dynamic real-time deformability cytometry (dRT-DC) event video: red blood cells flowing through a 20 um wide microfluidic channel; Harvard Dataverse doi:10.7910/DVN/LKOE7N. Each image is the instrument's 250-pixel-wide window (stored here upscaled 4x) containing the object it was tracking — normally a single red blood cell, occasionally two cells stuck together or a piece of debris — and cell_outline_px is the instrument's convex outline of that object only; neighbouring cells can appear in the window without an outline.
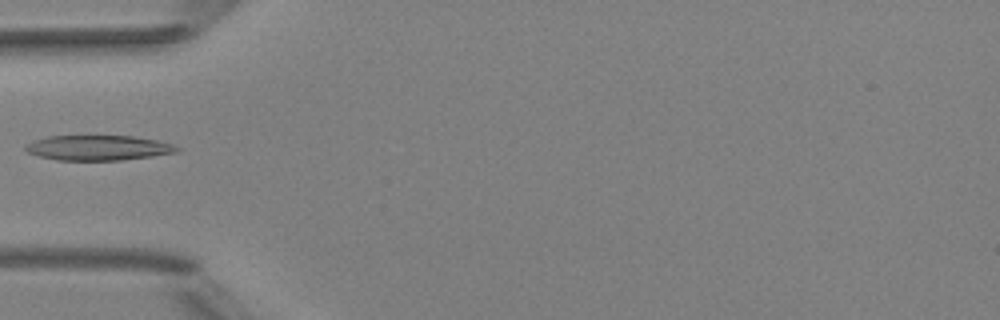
{"species": "Egyptian fruit bat (a non-hibernating species)", "species_latin": "Rousettus aegyptiacus", "temperature_condition": "room temperature", "stored_images_in_passage": 3, "camera_frame_rate_fps": 3000, "um_per_image_px": 0.085, "animal": {"sex": "female"}, "frame": {"image": 1, "passage_image": 3, "time_ms": 3.333, "image_size_px": [1000, 320], "cell_outline_px": [[184, 148], [176, 152], [152, 156], [120, 160], [56, 160], [40, 156], [28, 152], [24, 148], [32, 140], [48, 136], [132, 136], [156, 140], [172, 144]], "centroid_in_image_um": [8.36, 12.56], "position_along_channel_um": 76.6, "area_um2": 22.02}}